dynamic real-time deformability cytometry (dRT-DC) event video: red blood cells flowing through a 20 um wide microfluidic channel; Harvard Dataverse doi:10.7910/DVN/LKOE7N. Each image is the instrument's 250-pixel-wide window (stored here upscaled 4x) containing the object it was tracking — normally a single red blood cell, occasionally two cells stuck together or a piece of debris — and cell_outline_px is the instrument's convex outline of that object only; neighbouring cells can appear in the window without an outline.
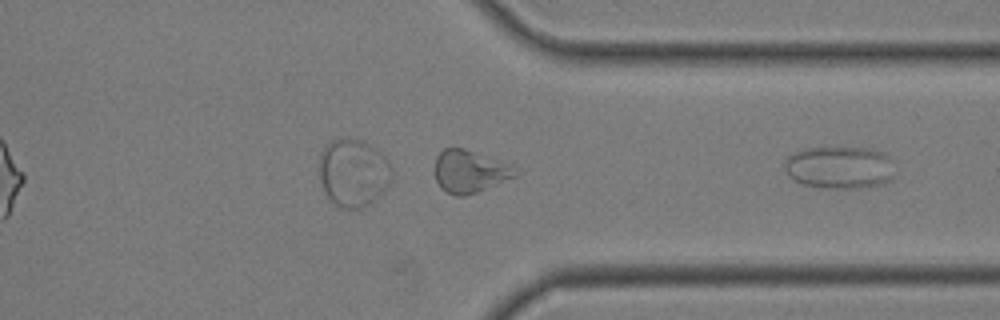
{"species": "common noctule bat (a hibernating species)", "species_latin": "Nyctalus noctula", "temperature_condition": "room temperature", "stored_images_in_passage": 25, "camera_frame_rate_fps": 3000, "um_per_image_px": 0.085, "animal": {"sex": "male", "body_mass_g": 19.0, "forearm_length_mm": 50.8}, "frame": {"image": 1, "passage_image": 25, "time_ms": 8.0, "image_size_px": [1000, 320], "cell_outline_px": [[892, 176], [884, 184], [856, 188], [824, 188], [800, 184], [792, 180], [788, 176], [784, 168], [784, 160], [788, 156], [804, 148], [868, 148], [884, 152], [892, 160]], "centroid_in_image_um": [71.32, 14.24], "position_along_channel_um": 340.1, "area_um2": 27.46}}